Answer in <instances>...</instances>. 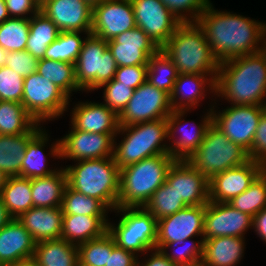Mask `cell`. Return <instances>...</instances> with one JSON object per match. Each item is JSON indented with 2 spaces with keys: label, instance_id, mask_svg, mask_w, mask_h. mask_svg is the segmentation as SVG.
I'll list each match as a JSON object with an SVG mask.
<instances>
[{
  "label": "cell",
  "instance_id": "obj_1",
  "mask_svg": "<svg viewBox=\"0 0 266 266\" xmlns=\"http://www.w3.org/2000/svg\"><path fill=\"white\" fill-rule=\"evenodd\" d=\"M197 25L203 30L220 63L259 52L265 22L241 14L217 10L213 3L199 15Z\"/></svg>",
  "mask_w": 266,
  "mask_h": 266
},
{
  "label": "cell",
  "instance_id": "obj_2",
  "mask_svg": "<svg viewBox=\"0 0 266 266\" xmlns=\"http://www.w3.org/2000/svg\"><path fill=\"white\" fill-rule=\"evenodd\" d=\"M265 91L266 60L257 52L220 63L211 97L230 105H261Z\"/></svg>",
  "mask_w": 266,
  "mask_h": 266
},
{
  "label": "cell",
  "instance_id": "obj_3",
  "mask_svg": "<svg viewBox=\"0 0 266 266\" xmlns=\"http://www.w3.org/2000/svg\"><path fill=\"white\" fill-rule=\"evenodd\" d=\"M179 74L217 75L220 62L197 23H182L161 47Z\"/></svg>",
  "mask_w": 266,
  "mask_h": 266
},
{
  "label": "cell",
  "instance_id": "obj_4",
  "mask_svg": "<svg viewBox=\"0 0 266 266\" xmlns=\"http://www.w3.org/2000/svg\"><path fill=\"white\" fill-rule=\"evenodd\" d=\"M63 167L72 189L100 200L111 212L118 207L120 170L113 157L79 160Z\"/></svg>",
  "mask_w": 266,
  "mask_h": 266
},
{
  "label": "cell",
  "instance_id": "obj_5",
  "mask_svg": "<svg viewBox=\"0 0 266 266\" xmlns=\"http://www.w3.org/2000/svg\"><path fill=\"white\" fill-rule=\"evenodd\" d=\"M158 154H169L167 118L119 126L113 153L119 170Z\"/></svg>",
  "mask_w": 266,
  "mask_h": 266
},
{
  "label": "cell",
  "instance_id": "obj_6",
  "mask_svg": "<svg viewBox=\"0 0 266 266\" xmlns=\"http://www.w3.org/2000/svg\"><path fill=\"white\" fill-rule=\"evenodd\" d=\"M175 159L158 154L120 169L118 207H143L166 181Z\"/></svg>",
  "mask_w": 266,
  "mask_h": 266
},
{
  "label": "cell",
  "instance_id": "obj_7",
  "mask_svg": "<svg viewBox=\"0 0 266 266\" xmlns=\"http://www.w3.org/2000/svg\"><path fill=\"white\" fill-rule=\"evenodd\" d=\"M118 223L108 222V232L118 247L136 254L139 259L147 251L156 249L157 219L143 207H117ZM121 217V218H120Z\"/></svg>",
  "mask_w": 266,
  "mask_h": 266
},
{
  "label": "cell",
  "instance_id": "obj_8",
  "mask_svg": "<svg viewBox=\"0 0 266 266\" xmlns=\"http://www.w3.org/2000/svg\"><path fill=\"white\" fill-rule=\"evenodd\" d=\"M250 160L248 152L229 140L213 124L207 129L197 150L186 160L210 180L214 175Z\"/></svg>",
  "mask_w": 266,
  "mask_h": 266
},
{
  "label": "cell",
  "instance_id": "obj_9",
  "mask_svg": "<svg viewBox=\"0 0 266 266\" xmlns=\"http://www.w3.org/2000/svg\"><path fill=\"white\" fill-rule=\"evenodd\" d=\"M118 65L107 46V41L89 34L75 62L78 87L88 93L115 77Z\"/></svg>",
  "mask_w": 266,
  "mask_h": 266
},
{
  "label": "cell",
  "instance_id": "obj_10",
  "mask_svg": "<svg viewBox=\"0 0 266 266\" xmlns=\"http://www.w3.org/2000/svg\"><path fill=\"white\" fill-rule=\"evenodd\" d=\"M72 101L54 83L35 72L24 78L21 104L40 124L61 118Z\"/></svg>",
  "mask_w": 266,
  "mask_h": 266
},
{
  "label": "cell",
  "instance_id": "obj_11",
  "mask_svg": "<svg viewBox=\"0 0 266 266\" xmlns=\"http://www.w3.org/2000/svg\"><path fill=\"white\" fill-rule=\"evenodd\" d=\"M213 100L214 102L211 101L212 104H209L210 108L205 109L207 111L204 112V115L201 114V122L197 124H195V121L185 120L189 110H175L167 117L169 154L175 160H187L203 141L207 129L212 124L211 109L214 104L217 105V100ZM189 127H192V129H189Z\"/></svg>",
  "mask_w": 266,
  "mask_h": 266
},
{
  "label": "cell",
  "instance_id": "obj_12",
  "mask_svg": "<svg viewBox=\"0 0 266 266\" xmlns=\"http://www.w3.org/2000/svg\"><path fill=\"white\" fill-rule=\"evenodd\" d=\"M229 106L218 111L216 109L218 105H213L211 109L212 124L224 133L230 141L237 143L249 152L258 127V122L265 111L261 105Z\"/></svg>",
  "mask_w": 266,
  "mask_h": 266
},
{
  "label": "cell",
  "instance_id": "obj_13",
  "mask_svg": "<svg viewBox=\"0 0 266 266\" xmlns=\"http://www.w3.org/2000/svg\"><path fill=\"white\" fill-rule=\"evenodd\" d=\"M172 111L170 95L146 80L134 90L128 104L118 115L119 126L167 118Z\"/></svg>",
  "mask_w": 266,
  "mask_h": 266
},
{
  "label": "cell",
  "instance_id": "obj_14",
  "mask_svg": "<svg viewBox=\"0 0 266 266\" xmlns=\"http://www.w3.org/2000/svg\"><path fill=\"white\" fill-rule=\"evenodd\" d=\"M136 27L161 48L182 24L161 0H130Z\"/></svg>",
  "mask_w": 266,
  "mask_h": 266
},
{
  "label": "cell",
  "instance_id": "obj_15",
  "mask_svg": "<svg viewBox=\"0 0 266 266\" xmlns=\"http://www.w3.org/2000/svg\"><path fill=\"white\" fill-rule=\"evenodd\" d=\"M60 138L61 159L79 161L113 157L114 139L117 134L90 133L72 126Z\"/></svg>",
  "mask_w": 266,
  "mask_h": 266
},
{
  "label": "cell",
  "instance_id": "obj_16",
  "mask_svg": "<svg viewBox=\"0 0 266 266\" xmlns=\"http://www.w3.org/2000/svg\"><path fill=\"white\" fill-rule=\"evenodd\" d=\"M136 27L130 0H104L93 7L91 34L106 41Z\"/></svg>",
  "mask_w": 266,
  "mask_h": 266
},
{
  "label": "cell",
  "instance_id": "obj_17",
  "mask_svg": "<svg viewBox=\"0 0 266 266\" xmlns=\"http://www.w3.org/2000/svg\"><path fill=\"white\" fill-rule=\"evenodd\" d=\"M253 217L243 213L226 202L206 204L203 239L233 236L245 237L252 229Z\"/></svg>",
  "mask_w": 266,
  "mask_h": 266
},
{
  "label": "cell",
  "instance_id": "obj_18",
  "mask_svg": "<svg viewBox=\"0 0 266 266\" xmlns=\"http://www.w3.org/2000/svg\"><path fill=\"white\" fill-rule=\"evenodd\" d=\"M206 205L187 206L157 220L156 244L199 237L203 239Z\"/></svg>",
  "mask_w": 266,
  "mask_h": 266
},
{
  "label": "cell",
  "instance_id": "obj_19",
  "mask_svg": "<svg viewBox=\"0 0 266 266\" xmlns=\"http://www.w3.org/2000/svg\"><path fill=\"white\" fill-rule=\"evenodd\" d=\"M118 67L148 65L149 58L160 48L141 29L125 31L107 41Z\"/></svg>",
  "mask_w": 266,
  "mask_h": 266
},
{
  "label": "cell",
  "instance_id": "obj_20",
  "mask_svg": "<svg viewBox=\"0 0 266 266\" xmlns=\"http://www.w3.org/2000/svg\"><path fill=\"white\" fill-rule=\"evenodd\" d=\"M40 12L60 31L91 33L93 8L84 0H45Z\"/></svg>",
  "mask_w": 266,
  "mask_h": 266
},
{
  "label": "cell",
  "instance_id": "obj_21",
  "mask_svg": "<svg viewBox=\"0 0 266 266\" xmlns=\"http://www.w3.org/2000/svg\"><path fill=\"white\" fill-rule=\"evenodd\" d=\"M264 169L261 163L250 159L243 165L214 175L209 180V201L228 203L233 197L247 190Z\"/></svg>",
  "mask_w": 266,
  "mask_h": 266
},
{
  "label": "cell",
  "instance_id": "obj_22",
  "mask_svg": "<svg viewBox=\"0 0 266 266\" xmlns=\"http://www.w3.org/2000/svg\"><path fill=\"white\" fill-rule=\"evenodd\" d=\"M166 181L188 206L206 205L209 202V180L186 160L174 161Z\"/></svg>",
  "mask_w": 266,
  "mask_h": 266
},
{
  "label": "cell",
  "instance_id": "obj_23",
  "mask_svg": "<svg viewBox=\"0 0 266 266\" xmlns=\"http://www.w3.org/2000/svg\"><path fill=\"white\" fill-rule=\"evenodd\" d=\"M70 126L90 133L117 134L118 115L104 103L82 100L73 105Z\"/></svg>",
  "mask_w": 266,
  "mask_h": 266
},
{
  "label": "cell",
  "instance_id": "obj_24",
  "mask_svg": "<svg viewBox=\"0 0 266 266\" xmlns=\"http://www.w3.org/2000/svg\"><path fill=\"white\" fill-rule=\"evenodd\" d=\"M48 130L42 128L27 144L25 155L21 162V171L20 176L33 179V178H40V177H47L59 170L58 167H50L48 164L47 158L53 157L54 159L61 160V153H60V139H56V141L51 142L49 144L50 135ZM49 144V152L46 155L44 152L45 147H48ZM49 165V167H48Z\"/></svg>",
  "mask_w": 266,
  "mask_h": 266
},
{
  "label": "cell",
  "instance_id": "obj_25",
  "mask_svg": "<svg viewBox=\"0 0 266 266\" xmlns=\"http://www.w3.org/2000/svg\"><path fill=\"white\" fill-rule=\"evenodd\" d=\"M217 75L178 74L170 94V105L175 110L198 109L207 94H215ZM207 93V94H206Z\"/></svg>",
  "mask_w": 266,
  "mask_h": 266
},
{
  "label": "cell",
  "instance_id": "obj_26",
  "mask_svg": "<svg viewBox=\"0 0 266 266\" xmlns=\"http://www.w3.org/2000/svg\"><path fill=\"white\" fill-rule=\"evenodd\" d=\"M36 243L17 218H12L0 228V266L33 257Z\"/></svg>",
  "mask_w": 266,
  "mask_h": 266
},
{
  "label": "cell",
  "instance_id": "obj_27",
  "mask_svg": "<svg viewBox=\"0 0 266 266\" xmlns=\"http://www.w3.org/2000/svg\"><path fill=\"white\" fill-rule=\"evenodd\" d=\"M17 220L36 242L58 239L62 234L63 212L61 207H33Z\"/></svg>",
  "mask_w": 266,
  "mask_h": 266
},
{
  "label": "cell",
  "instance_id": "obj_28",
  "mask_svg": "<svg viewBox=\"0 0 266 266\" xmlns=\"http://www.w3.org/2000/svg\"><path fill=\"white\" fill-rule=\"evenodd\" d=\"M245 241L233 236L204 239L202 259L207 266H237L245 254Z\"/></svg>",
  "mask_w": 266,
  "mask_h": 266
},
{
  "label": "cell",
  "instance_id": "obj_29",
  "mask_svg": "<svg viewBox=\"0 0 266 266\" xmlns=\"http://www.w3.org/2000/svg\"><path fill=\"white\" fill-rule=\"evenodd\" d=\"M108 216L63 215L62 239L75 245L102 236L108 230Z\"/></svg>",
  "mask_w": 266,
  "mask_h": 266
},
{
  "label": "cell",
  "instance_id": "obj_30",
  "mask_svg": "<svg viewBox=\"0 0 266 266\" xmlns=\"http://www.w3.org/2000/svg\"><path fill=\"white\" fill-rule=\"evenodd\" d=\"M66 185L67 174L62 165L50 176L31 179L33 207H61Z\"/></svg>",
  "mask_w": 266,
  "mask_h": 266
},
{
  "label": "cell",
  "instance_id": "obj_31",
  "mask_svg": "<svg viewBox=\"0 0 266 266\" xmlns=\"http://www.w3.org/2000/svg\"><path fill=\"white\" fill-rule=\"evenodd\" d=\"M33 258L39 266H79L78 245L62 238L40 241Z\"/></svg>",
  "mask_w": 266,
  "mask_h": 266
},
{
  "label": "cell",
  "instance_id": "obj_32",
  "mask_svg": "<svg viewBox=\"0 0 266 266\" xmlns=\"http://www.w3.org/2000/svg\"><path fill=\"white\" fill-rule=\"evenodd\" d=\"M42 128L21 103L0 101V135L39 132Z\"/></svg>",
  "mask_w": 266,
  "mask_h": 266
},
{
  "label": "cell",
  "instance_id": "obj_33",
  "mask_svg": "<svg viewBox=\"0 0 266 266\" xmlns=\"http://www.w3.org/2000/svg\"><path fill=\"white\" fill-rule=\"evenodd\" d=\"M38 132L20 135H0V170L8 177L20 176L21 162L28 142Z\"/></svg>",
  "mask_w": 266,
  "mask_h": 266
},
{
  "label": "cell",
  "instance_id": "obj_34",
  "mask_svg": "<svg viewBox=\"0 0 266 266\" xmlns=\"http://www.w3.org/2000/svg\"><path fill=\"white\" fill-rule=\"evenodd\" d=\"M0 196L9 216L18 218L33 208L31 179L21 176L8 177Z\"/></svg>",
  "mask_w": 266,
  "mask_h": 266
},
{
  "label": "cell",
  "instance_id": "obj_35",
  "mask_svg": "<svg viewBox=\"0 0 266 266\" xmlns=\"http://www.w3.org/2000/svg\"><path fill=\"white\" fill-rule=\"evenodd\" d=\"M60 32L58 27L39 11L30 18L26 51L38 60L43 59L46 49L57 39Z\"/></svg>",
  "mask_w": 266,
  "mask_h": 266
},
{
  "label": "cell",
  "instance_id": "obj_36",
  "mask_svg": "<svg viewBox=\"0 0 266 266\" xmlns=\"http://www.w3.org/2000/svg\"><path fill=\"white\" fill-rule=\"evenodd\" d=\"M37 73L54 83L70 99H73L71 98L74 94L72 92H82L77 85L75 64L73 63L43 58L38 61Z\"/></svg>",
  "mask_w": 266,
  "mask_h": 266
},
{
  "label": "cell",
  "instance_id": "obj_37",
  "mask_svg": "<svg viewBox=\"0 0 266 266\" xmlns=\"http://www.w3.org/2000/svg\"><path fill=\"white\" fill-rule=\"evenodd\" d=\"M178 71L172 60L161 48L149 58L147 65V81L157 89L171 94Z\"/></svg>",
  "mask_w": 266,
  "mask_h": 266
},
{
  "label": "cell",
  "instance_id": "obj_38",
  "mask_svg": "<svg viewBox=\"0 0 266 266\" xmlns=\"http://www.w3.org/2000/svg\"><path fill=\"white\" fill-rule=\"evenodd\" d=\"M63 215L108 216L111 212L100 200L65 187L62 204Z\"/></svg>",
  "mask_w": 266,
  "mask_h": 266
},
{
  "label": "cell",
  "instance_id": "obj_39",
  "mask_svg": "<svg viewBox=\"0 0 266 266\" xmlns=\"http://www.w3.org/2000/svg\"><path fill=\"white\" fill-rule=\"evenodd\" d=\"M89 34L91 33L61 31L57 39L46 49L44 59L75 64L83 42Z\"/></svg>",
  "mask_w": 266,
  "mask_h": 266
},
{
  "label": "cell",
  "instance_id": "obj_40",
  "mask_svg": "<svg viewBox=\"0 0 266 266\" xmlns=\"http://www.w3.org/2000/svg\"><path fill=\"white\" fill-rule=\"evenodd\" d=\"M228 204L233 208L254 217L266 207V168L255 178L249 188Z\"/></svg>",
  "mask_w": 266,
  "mask_h": 266
},
{
  "label": "cell",
  "instance_id": "obj_41",
  "mask_svg": "<svg viewBox=\"0 0 266 266\" xmlns=\"http://www.w3.org/2000/svg\"><path fill=\"white\" fill-rule=\"evenodd\" d=\"M188 205L178 196L175 189L165 181L144 204L143 208L157 220L172 215Z\"/></svg>",
  "mask_w": 266,
  "mask_h": 266
},
{
  "label": "cell",
  "instance_id": "obj_42",
  "mask_svg": "<svg viewBox=\"0 0 266 266\" xmlns=\"http://www.w3.org/2000/svg\"><path fill=\"white\" fill-rule=\"evenodd\" d=\"M30 19L9 18L0 24V47L7 52L25 51Z\"/></svg>",
  "mask_w": 266,
  "mask_h": 266
},
{
  "label": "cell",
  "instance_id": "obj_43",
  "mask_svg": "<svg viewBox=\"0 0 266 266\" xmlns=\"http://www.w3.org/2000/svg\"><path fill=\"white\" fill-rule=\"evenodd\" d=\"M192 239L194 238L177 240L175 242H169L168 244H156V249L161 250V252L175 264L181 265L193 262L202 258L204 239Z\"/></svg>",
  "mask_w": 266,
  "mask_h": 266
},
{
  "label": "cell",
  "instance_id": "obj_44",
  "mask_svg": "<svg viewBox=\"0 0 266 266\" xmlns=\"http://www.w3.org/2000/svg\"><path fill=\"white\" fill-rule=\"evenodd\" d=\"M79 266H105L108 260V231L78 245Z\"/></svg>",
  "mask_w": 266,
  "mask_h": 266
},
{
  "label": "cell",
  "instance_id": "obj_45",
  "mask_svg": "<svg viewBox=\"0 0 266 266\" xmlns=\"http://www.w3.org/2000/svg\"><path fill=\"white\" fill-rule=\"evenodd\" d=\"M103 89V102L117 115H119L131 99L134 89L128 85L121 84L115 78L101 85L98 89Z\"/></svg>",
  "mask_w": 266,
  "mask_h": 266
},
{
  "label": "cell",
  "instance_id": "obj_46",
  "mask_svg": "<svg viewBox=\"0 0 266 266\" xmlns=\"http://www.w3.org/2000/svg\"><path fill=\"white\" fill-rule=\"evenodd\" d=\"M181 23H196L211 0H161Z\"/></svg>",
  "mask_w": 266,
  "mask_h": 266
},
{
  "label": "cell",
  "instance_id": "obj_47",
  "mask_svg": "<svg viewBox=\"0 0 266 266\" xmlns=\"http://www.w3.org/2000/svg\"><path fill=\"white\" fill-rule=\"evenodd\" d=\"M24 78L7 66L0 67V101L21 103Z\"/></svg>",
  "mask_w": 266,
  "mask_h": 266
},
{
  "label": "cell",
  "instance_id": "obj_48",
  "mask_svg": "<svg viewBox=\"0 0 266 266\" xmlns=\"http://www.w3.org/2000/svg\"><path fill=\"white\" fill-rule=\"evenodd\" d=\"M38 59L28 51L7 52L5 66L16 71L21 77L25 78L37 72Z\"/></svg>",
  "mask_w": 266,
  "mask_h": 266
},
{
  "label": "cell",
  "instance_id": "obj_49",
  "mask_svg": "<svg viewBox=\"0 0 266 266\" xmlns=\"http://www.w3.org/2000/svg\"><path fill=\"white\" fill-rule=\"evenodd\" d=\"M114 78L135 90L147 80V65L118 67Z\"/></svg>",
  "mask_w": 266,
  "mask_h": 266
},
{
  "label": "cell",
  "instance_id": "obj_50",
  "mask_svg": "<svg viewBox=\"0 0 266 266\" xmlns=\"http://www.w3.org/2000/svg\"><path fill=\"white\" fill-rule=\"evenodd\" d=\"M138 256L116 245L108 232V260L105 266H138Z\"/></svg>",
  "mask_w": 266,
  "mask_h": 266
},
{
  "label": "cell",
  "instance_id": "obj_51",
  "mask_svg": "<svg viewBox=\"0 0 266 266\" xmlns=\"http://www.w3.org/2000/svg\"><path fill=\"white\" fill-rule=\"evenodd\" d=\"M248 156L266 168V112L260 117Z\"/></svg>",
  "mask_w": 266,
  "mask_h": 266
},
{
  "label": "cell",
  "instance_id": "obj_52",
  "mask_svg": "<svg viewBox=\"0 0 266 266\" xmlns=\"http://www.w3.org/2000/svg\"><path fill=\"white\" fill-rule=\"evenodd\" d=\"M10 18H27L40 11L38 0H5Z\"/></svg>",
  "mask_w": 266,
  "mask_h": 266
},
{
  "label": "cell",
  "instance_id": "obj_53",
  "mask_svg": "<svg viewBox=\"0 0 266 266\" xmlns=\"http://www.w3.org/2000/svg\"><path fill=\"white\" fill-rule=\"evenodd\" d=\"M148 253H150L149 256ZM144 255H146L147 258L143 256L144 261L138 258V266H179L171 262L159 249L149 250Z\"/></svg>",
  "mask_w": 266,
  "mask_h": 266
},
{
  "label": "cell",
  "instance_id": "obj_54",
  "mask_svg": "<svg viewBox=\"0 0 266 266\" xmlns=\"http://www.w3.org/2000/svg\"><path fill=\"white\" fill-rule=\"evenodd\" d=\"M252 229L256 235L266 242V207L253 217Z\"/></svg>",
  "mask_w": 266,
  "mask_h": 266
},
{
  "label": "cell",
  "instance_id": "obj_55",
  "mask_svg": "<svg viewBox=\"0 0 266 266\" xmlns=\"http://www.w3.org/2000/svg\"><path fill=\"white\" fill-rule=\"evenodd\" d=\"M11 219L0 196V228L4 227Z\"/></svg>",
  "mask_w": 266,
  "mask_h": 266
},
{
  "label": "cell",
  "instance_id": "obj_56",
  "mask_svg": "<svg viewBox=\"0 0 266 266\" xmlns=\"http://www.w3.org/2000/svg\"><path fill=\"white\" fill-rule=\"evenodd\" d=\"M9 18L5 0H0V24Z\"/></svg>",
  "mask_w": 266,
  "mask_h": 266
},
{
  "label": "cell",
  "instance_id": "obj_57",
  "mask_svg": "<svg viewBox=\"0 0 266 266\" xmlns=\"http://www.w3.org/2000/svg\"><path fill=\"white\" fill-rule=\"evenodd\" d=\"M8 266H39L37 261L31 257L27 259H23L22 261H18L17 263L8 265Z\"/></svg>",
  "mask_w": 266,
  "mask_h": 266
},
{
  "label": "cell",
  "instance_id": "obj_58",
  "mask_svg": "<svg viewBox=\"0 0 266 266\" xmlns=\"http://www.w3.org/2000/svg\"><path fill=\"white\" fill-rule=\"evenodd\" d=\"M259 53H260V54L264 57V59L266 60V27H265L264 32H263V34H262Z\"/></svg>",
  "mask_w": 266,
  "mask_h": 266
},
{
  "label": "cell",
  "instance_id": "obj_59",
  "mask_svg": "<svg viewBox=\"0 0 266 266\" xmlns=\"http://www.w3.org/2000/svg\"><path fill=\"white\" fill-rule=\"evenodd\" d=\"M179 266H207L205 264V262L203 261V259H198L196 261H193V262H189V263H185V264H181Z\"/></svg>",
  "mask_w": 266,
  "mask_h": 266
},
{
  "label": "cell",
  "instance_id": "obj_60",
  "mask_svg": "<svg viewBox=\"0 0 266 266\" xmlns=\"http://www.w3.org/2000/svg\"><path fill=\"white\" fill-rule=\"evenodd\" d=\"M8 176L0 170V194L2 192L3 187L7 182Z\"/></svg>",
  "mask_w": 266,
  "mask_h": 266
},
{
  "label": "cell",
  "instance_id": "obj_61",
  "mask_svg": "<svg viewBox=\"0 0 266 266\" xmlns=\"http://www.w3.org/2000/svg\"><path fill=\"white\" fill-rule=\"evenodd\" d=\"M7 51L0 47V67L5 66Z\"/></svg>",
  "mask_w": 266,
  "mask_h": 266
},
{
  "label": "cell",
  "instance_id": "obj_62",
  "mask_svg": "<svg viewBox=\"0 0 266 266\" xmlns=\"http://www.w3.org/2000/svg\"><path fill=\"white\" fill-rule=\"evenodd\" d=\"M84 1L93 8L94 6L103 2L104 0H84Z\"/></svg>",
  "mask_w": 266,
  "mask_h": 266
},
{
  "label": "cell",
  "instance_id": "obj_63",
  "mask_svg": "<svg viewBox=\"0 0 266 266\" xmlns=\"http://www.w3.org/2000/svg\"><path fill=\"white\" fill-rule=\"evenodd\" d=\"M261 106H262L263 110L266 112V91H265Z\"/></svg>",
  "mask_w": 266,
  "mask_h": 266
}]
</instances>
